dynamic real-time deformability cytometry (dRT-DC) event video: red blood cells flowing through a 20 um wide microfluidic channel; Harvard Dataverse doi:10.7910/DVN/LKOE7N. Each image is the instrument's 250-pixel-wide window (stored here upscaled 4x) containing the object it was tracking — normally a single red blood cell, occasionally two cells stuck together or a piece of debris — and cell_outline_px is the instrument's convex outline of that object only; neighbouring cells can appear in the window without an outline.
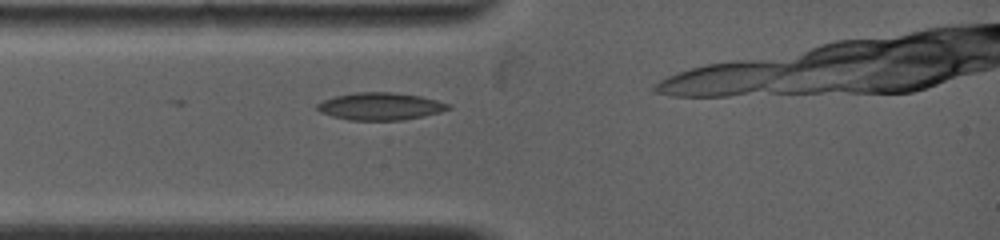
{"species": "common noctule bat (a hibernating species)", "species_latin": "Nyctalus noctula", "temperature_condition": "warm", "stored_images_in_passage": 3, "camera_frame_rate_fps": 5000, "um_per_image_px": 0.085, "animal": {"sex": "female", "body_mass_g": 19.0, "forearm_length_mm": 53.3}, "frame": {"image": 1, "passage_image": 1, "time_ms": 0.0, "image_size_px": [1000, 240], "cell_outline_px": [[452, 108], [440, 112], [424, 116], [400, 120], [348, 120], [332, 116], [320, 112], [316, 108], [316, 104], [324, 100], [336, 96], [352, 92], [392, 92], [420, 96], [452, 104]], "centroid_in_image_um": [32.34, 9.03], "position_along_channel_um": 52.7, "area_um2": 20.98}}